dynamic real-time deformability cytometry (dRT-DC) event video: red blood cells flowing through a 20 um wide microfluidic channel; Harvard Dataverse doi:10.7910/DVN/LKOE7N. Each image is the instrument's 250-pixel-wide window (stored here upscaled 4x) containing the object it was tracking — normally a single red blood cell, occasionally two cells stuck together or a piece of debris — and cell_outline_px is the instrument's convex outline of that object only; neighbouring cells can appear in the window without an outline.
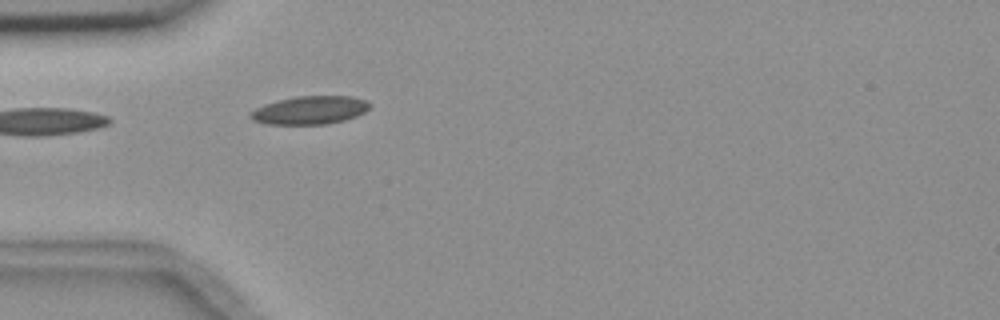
{"species": "common noctule bat (a hibernating species)", "species_latin": "Nyctalus noctula", "temperature_condition": "room temperature", "stored_images_in_passage": 3, "camera_frame_rate_fps": 3000, "um_per_image_px": 0.085, "animal": {"sex": "female", "body_mass_g": 18.4}, "frame": {"image": 1, "passage_image": 3, "time_ms": 3.0, "image_size_px": [1000, 320], "cell_outline_px": [[372, 104], [364, 112], [356, 116], [344, 120], [328, 124], [268, 124], [252, 120], [248, 116], [256, 108], [264, 104], [276, 100], [296, 96], [352, 96], [368, 100]], "centroid_in_image_um": [26.36, 9.35], "position_along_channel_um": 58.6, "area_um2": 19.71}}